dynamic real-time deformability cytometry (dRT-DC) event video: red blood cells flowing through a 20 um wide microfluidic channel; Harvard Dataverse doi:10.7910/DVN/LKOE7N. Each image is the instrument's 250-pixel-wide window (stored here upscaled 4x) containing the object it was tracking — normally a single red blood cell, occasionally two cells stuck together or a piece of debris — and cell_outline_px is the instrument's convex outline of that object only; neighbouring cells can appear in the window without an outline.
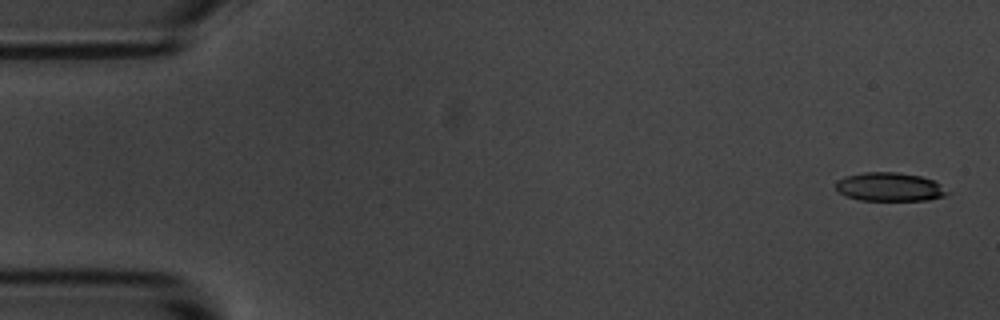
{"species": "common noctule bat (a hibernating species)", "species_latin": "Nyctalus noctula", "temperature_condition": "room temperature", "stored_images_in_passage": 6, "camera_frame_rate_fps": 3000, "um_per_image_px": 0.085, "animal": {"sex": "male", "body_mass_g": 20.1, "forearm_length_mm": 53.5}, "frame": {"image": 1, "passage_image": 1, "time_ms": 0.0, "image_size_px": [1000, 320], "cell_outline_px": [[952, 192], [944, 196], [928, 200], [860, 200], [844, 196], [836, 188], [836, 180], [844, 176], [864, 172], [896, 172], [920, 176], [932, 180], [940, 184]], "centroid_in_image_um": [75.61, 15.89], "position_along_channel_um": 9.4, "area_um2": 18.73}}